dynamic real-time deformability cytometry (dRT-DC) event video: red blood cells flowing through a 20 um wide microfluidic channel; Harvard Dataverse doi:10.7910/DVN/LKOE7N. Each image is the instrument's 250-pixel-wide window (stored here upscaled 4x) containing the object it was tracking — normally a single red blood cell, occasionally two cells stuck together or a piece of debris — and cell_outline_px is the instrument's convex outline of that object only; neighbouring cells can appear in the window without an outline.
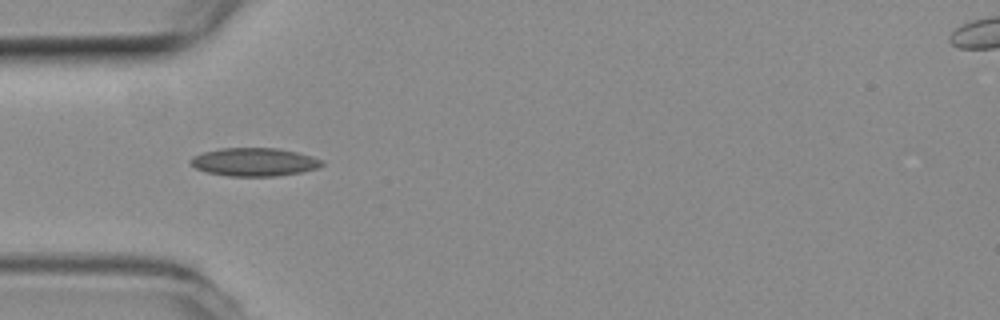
{"species": "common noctule bat (a hibernating species)", "species_latin": "Nyctalus noctula", "temperature_condition": "room temperature", "stored_images_in_passage": 13, "camera_frame_rate_fps": 3000, "um_per_image_px": 0.085, "animal": {"sex": "female", "body_mass_g": 19.3, "forearm_length_mm": 54.1}, "frame": {"image": 1, "passage_image": 6, "time_ms": 1.667, "image_size_px": [1000, 320], "cell_outline_px": [[324, 164], [320, 168], [300, 172], [276, 176], [228, 176], [208, 172], [196, 168], [188, 160], [192, 156], [204, 152], [220, 148], [280, 148], [312, 156], [324, 160]], "centroid_in_image_um": [21.64, 13.76], "position_along_channel_um": 63.4, "area_um2": 21.68}}
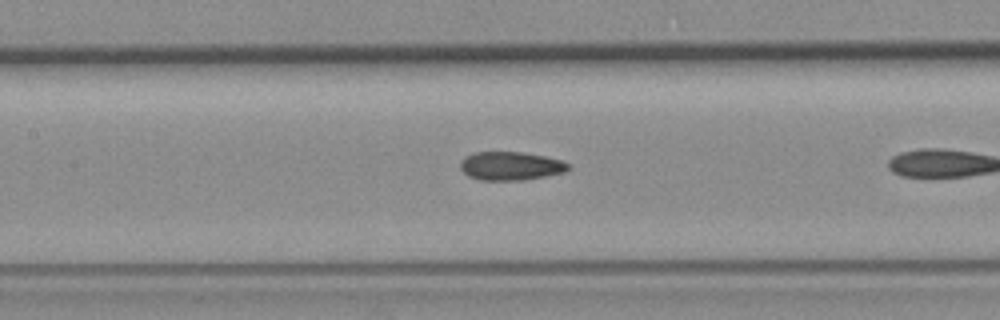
{"frame": {"image": 2, "passage_image": 11, "time_ms": 3.333, "image_size_px": [1000, 320], "cell_outline_px": [[568, 168], [564, 172], [524, 180], [480, 180], [468, 176], [460, 168], [460, 160], [464, 156], [472, 152], [520, 152], [544, 156], [560, 160], [568, 164]], "centroid_in_image_um": [43.33, 14.1], "position_along_channel_um": 164.1, "area_um2": 17.86}}